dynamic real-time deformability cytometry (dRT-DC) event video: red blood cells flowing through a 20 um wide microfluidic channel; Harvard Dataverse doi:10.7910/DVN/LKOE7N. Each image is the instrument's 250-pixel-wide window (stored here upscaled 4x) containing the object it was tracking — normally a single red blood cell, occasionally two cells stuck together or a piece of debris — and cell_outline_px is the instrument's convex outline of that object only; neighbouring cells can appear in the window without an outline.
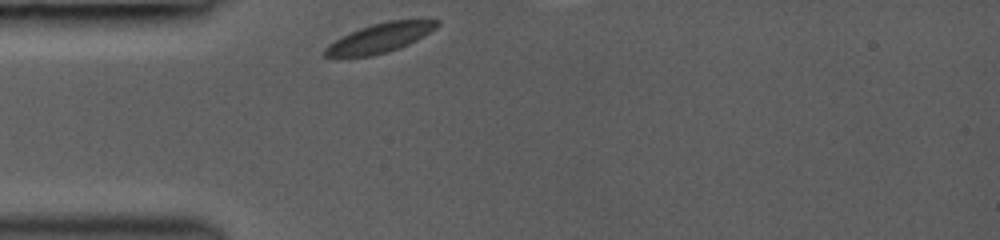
{"species": "common noctule bat (a hibernating species)", "species_latin": "Nyctalus noctula", "temperature_condition": "room temperature", "stored_images_in_passage": 9, "camera_frame_rate_fps": 3000, "um_per_image_px": 0.085, "animal": {"sex": "female", "body_mass_g": 19.0, "forearm_length_mm": 53.3}, "frame": {"image": 1, "passage_image": 1, "time_ms": 0.0, "image_size_px": [1000, 240], "cell_outline_px": [[440, 24], [436, 28], [424, 36], [408, 44], [372, 56], [324, 56], [324, 48], [328, 44], [360, 28], [372, 24], [388, 20], [440, 20]], "centroid_in_image_um": [32.32, 3.21], "position_along_channel_um": 52.7, "area_um2": 18.61}}
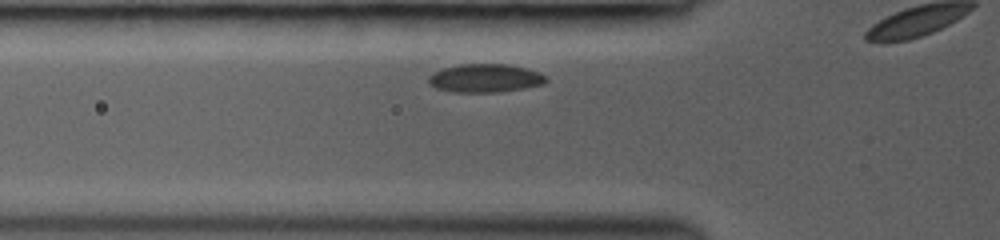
{"frame": {"image": 2, "passage_image": 5, "time_ms": 1.0, "image_size_px": [1000, 240], "cell_outline_px": [[548, 80], [544, 84], [524, 88], [500, 92], [452, 92], [436, 88], [428, 84], [428, 76], [432, 72], [444, 68], [460, 64], [508, 64], [528, 68], [540, 72], [548, 76]], "centroid_in_image_um": [41.26, 6.64], "position_along_channel_um": 84.5, "area_um2": 19.77}}